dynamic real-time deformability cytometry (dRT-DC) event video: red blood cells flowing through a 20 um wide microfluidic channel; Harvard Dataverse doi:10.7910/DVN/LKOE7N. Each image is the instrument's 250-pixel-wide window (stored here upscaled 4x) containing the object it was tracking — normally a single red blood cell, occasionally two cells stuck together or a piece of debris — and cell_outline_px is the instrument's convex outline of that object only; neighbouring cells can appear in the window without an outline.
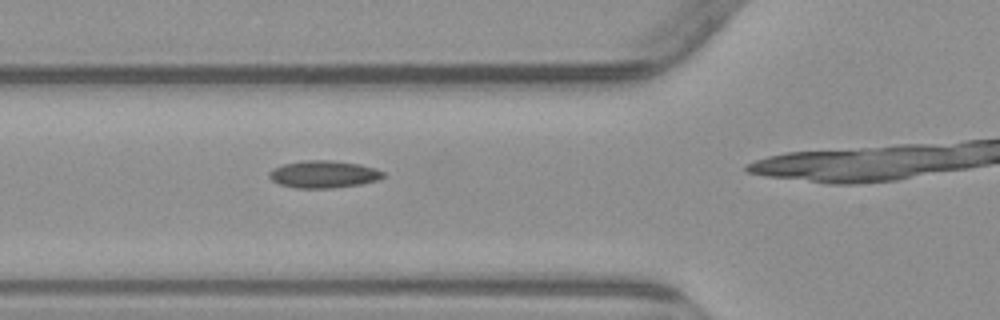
{"species": "common noctule bat (a hibernating species)", "species_latin": "Nyctalus noctula", "temperature_condition": "warm", "stored_images_in_passage": 4, "camera_frame_rate_fps": 3000, "um_per_image_px": 0.085, "animal": {"sex": "male", "body_mass_g": 23.1, "forearm_length_mm": 52.7}, "frame": {"image": 1, "passage_image": 3, "time_ms": 2.333, "image_size_px": [1000, 320], "cell_outline_px": [[384, 176], [376, 180], [360, 184], [332, 188], [296, 188], [280, 184], [272, 180], [268, 176], [268, 172], [272, 168], [284, 164], [304, 160], [332, 160], [360, 164], [376, 168], [384, 172]], "centroid_in_image_um": [27.49, 14.8], "position_along_channel_um": 98.3, "area_um2": 18.15}}